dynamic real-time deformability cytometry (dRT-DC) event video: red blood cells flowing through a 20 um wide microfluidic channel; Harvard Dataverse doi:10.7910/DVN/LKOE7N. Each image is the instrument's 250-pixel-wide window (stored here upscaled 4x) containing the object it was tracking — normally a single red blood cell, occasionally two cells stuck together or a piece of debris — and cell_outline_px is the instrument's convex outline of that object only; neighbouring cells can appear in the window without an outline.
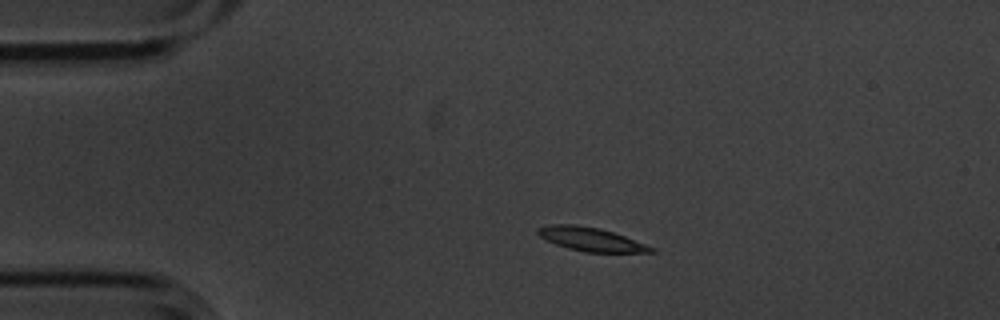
{"species": "common noctule bat (a hibernating species)", "species_latin": "Nyctalus noctula", "temperature_condition": "cold", "stored_images_in_passage": 5, "camera_frame_rate_fps": 3000, "um_per_image_px": 0.085, "animal": {"sex": "male", "body_mass_g": 20.1, "forearm_length_mm": 53.5}, "frame": {"image": 1, "passage_image": 3, "time_ms": 0.667, "image_size_px": [1000, 320], "cell_outline_px": [[656, 252], [584, 252], [568, 248], [556, 244], [540, 236], [536, 232], [536, 228], [552, 224], [576, 224], [600, 228], [624, 236], [656, 248]], "centroid_in_image_um": [50.22, 20.33], "position_along_channel_um": 34.8, "area_um2": 15.49}}
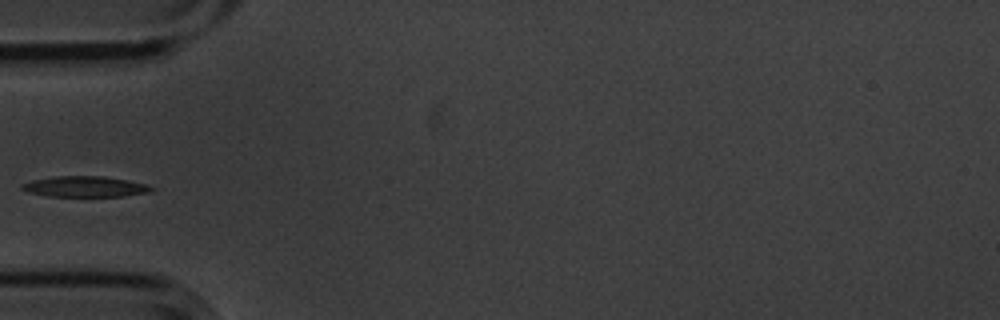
{"frame": {"image": 2, "passage_image": 5, "time_ms": 1.333, "image_size_px": [1000, 320], "cell_outline_px": [[156, 188], [152, 192], [124, 196], [48, 196], [28, 192], [20, 188], [20, 184], [32, 180], [56, 176], [104, 176], [148, 184]], "centroid_in_image_um": [7.26, 15.86], "position_along_channel_um": 77.7, "area_um2": 15.72}}